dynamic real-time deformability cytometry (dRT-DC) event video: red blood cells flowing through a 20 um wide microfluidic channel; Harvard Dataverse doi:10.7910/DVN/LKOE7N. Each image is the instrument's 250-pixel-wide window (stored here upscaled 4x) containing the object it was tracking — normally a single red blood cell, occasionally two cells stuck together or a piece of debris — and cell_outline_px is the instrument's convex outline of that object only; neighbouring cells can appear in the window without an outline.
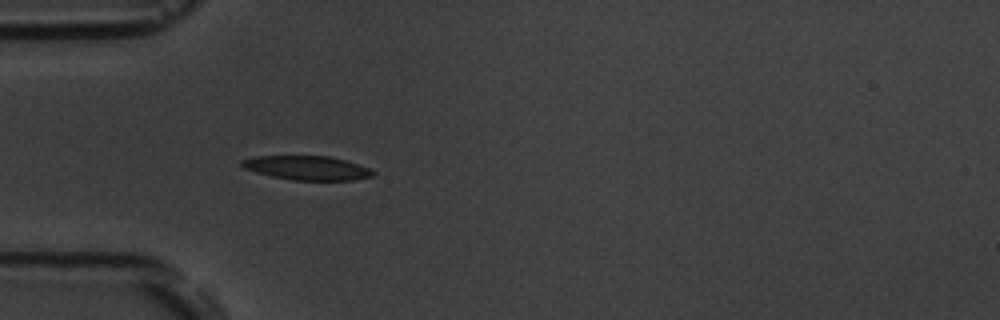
{"species": "common noctule bat (a hibernating species)", "species_latin": "Nyctalus noctula", "temperature_condition": "room temperature", "stored_images_in_passage": 5, "camera_frame_rate_fps": 3000, "um_per_image_px": 0.085, "animal": {"sex": "male", "body_mass_g": 19.5, "forearm_length_mm": 54.6}, "frame": {"image": 1, "passage_image": 5, "time_ms": 4.667, "image_size_px": [1000, 320], "cell_outline_px": [[376, 172], [372, 176], [352, 180], [292, 180], [272, 176], [256, 172], [244, 168], [240, 164], [240, 160], [256, 156], [328, 156], [344, 160], [368, 168]], "centroid_in_image_um": [26.06, 14.27], "position_along_channel_um": 58.9, "area_um2": 18.21}}